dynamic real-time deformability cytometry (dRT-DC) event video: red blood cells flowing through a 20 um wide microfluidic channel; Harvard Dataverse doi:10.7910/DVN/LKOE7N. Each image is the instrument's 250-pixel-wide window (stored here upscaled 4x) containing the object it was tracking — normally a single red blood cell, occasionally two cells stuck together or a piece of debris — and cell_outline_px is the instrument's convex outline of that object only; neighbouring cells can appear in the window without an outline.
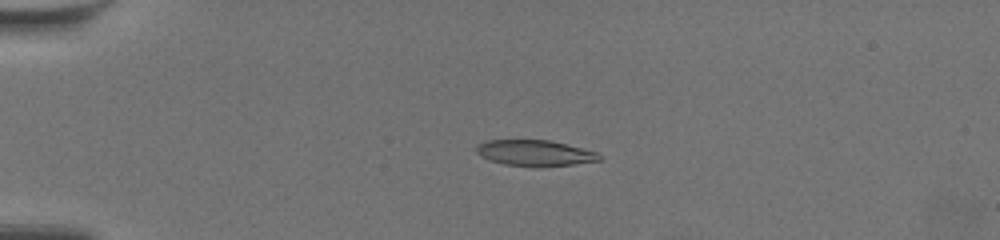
{"species": "common noctule bat (a hibernating species)", "species_latin": "Nyctalus noctula", "temperature_condition": "warm", "stored_images_in_passage": 49, "camera_frame_rate_fps": 3000, "um_per_image_px": 0.085, "animal": {"sex": "female", "body_mass_g": 19.5, "forearm_length_mm": 54.1}, "frame": {"image": 1, "passage_image": 5, "time_ms": 1.333, "image_size_px": [1000, 240], "cell_outline_px": [[604, 160], [572, 164], [536, 168], [504, 164], [488, 160], [480, 156], [476, 152], [476, 144], [484, 140], [548, 140], [596, 152], [604, 156]], "centroid_in_image_um": [45.43, 13.02], "position_along_channel_um": 39.6, "area_um2": 18.84}}
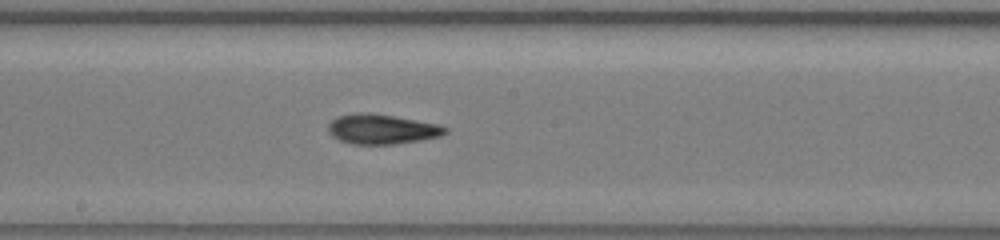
{"frame": {"image": 2, "passage_image": 24, "time_ms": 7.667, "image_size_px": [1000, 240], "cell_outline_px": [[448, 132], [440, 136], [420, 140], [392, 144], [352, 144], [340, 140], [332, 136], [328, 132], [328, 124], [336, 116], [356, 112], [368, 112], [392, 116], [436, 124], [448, 128]], "centroid_in_image_um": [32.4, 10.97], "position_along_channel_um": 215.8, "area_um2": 20.23}}
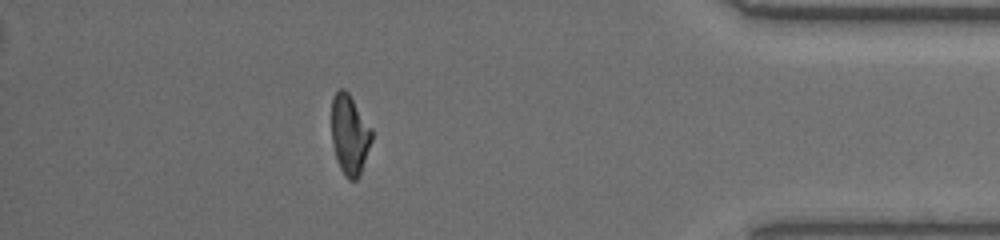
{"frame": {"image": 3, "passage_image": 43, "time_ms": 14.0, "image_size_px": [1000, 240], "cell_outline_px": [[372, 140], [360, 172], [356, 180], [348, 180], [340, 168], [336, 160], [332, 140], [332, 100], [336, 92], [340, 88], [344, 88], [348, 92], [372, 128]], "centroid_in_image_um": [29.72, 11.43], "position_along_channel_um": 405.5, "area_um2": 18.55}, "authors_computed_cell_mechanics": {"area_um2": 19.4786, "velocity_mm_per_s": 3.5588, "shape_relaxation_time_tau1_ms": 8.3094, "shape_relaxation_time_tau2_ms": 2.7922, "deformation_change_tau1": 0.26, "deformation_change_tau2": 0.1036}}